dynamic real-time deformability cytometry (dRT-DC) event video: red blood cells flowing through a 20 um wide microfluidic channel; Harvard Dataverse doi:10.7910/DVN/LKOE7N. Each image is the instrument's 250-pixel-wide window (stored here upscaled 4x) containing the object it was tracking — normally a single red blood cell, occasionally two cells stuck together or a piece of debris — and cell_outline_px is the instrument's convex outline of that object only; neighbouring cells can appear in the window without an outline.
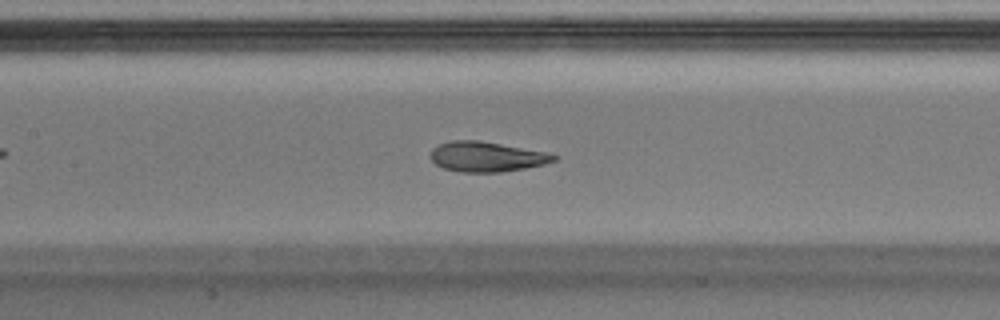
{"species": "Egyptian fruit bat (a non-hibernating species)", "species_latin": "Rousettus aegyptiacus", "temperature_condition": "warm", "stored_images_in_passage": 37, "camera_frame_rate_fps": 3000, "um_per_image_px": 0.085, "animal": {"sex": "male"}, "frame": {"image": 1, "passage_image": 11, "time_ms": 3.333, "image_size_px": [1000, 320], "cell_outline_px": [[560, 156], [556, 160], [544, 164], [524, 168], [500, 172], [460, 172], [444, 168], [436, 164], [428, 156], [432, 148], [440, 144], [452, 140], [476, 140], [500, 144], [544, 152]], "centroid_in_image_um": [41.32, 13.32], "position_along_channel_um": 166.1, "area_um2": 21.39}, "authors_computed_cell_mechanics": {"area_um2": 22.831, "velocity_mm_per_s": 4.0313, "shape_relaxation_time_tau1_ms": 5.2973, "shape_relaxation_time_tau2_ms": 0.9748, "deformation_change_tau1": 0.2007, "deformation_change_tau2": 0.0627}}